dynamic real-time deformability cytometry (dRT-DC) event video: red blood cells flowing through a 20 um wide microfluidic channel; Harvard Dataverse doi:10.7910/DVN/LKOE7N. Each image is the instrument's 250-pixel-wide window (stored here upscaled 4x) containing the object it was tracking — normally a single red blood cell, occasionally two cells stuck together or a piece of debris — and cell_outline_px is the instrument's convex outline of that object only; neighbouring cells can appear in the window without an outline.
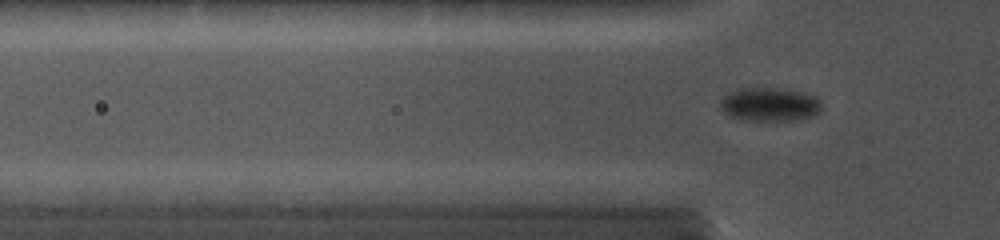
{"species": "common noctule bat (a hibernating species)", "species_latin": "Nyctalus noctula", "temperature_condition": "cold", "stored_images_in_passage": 80, "camera_frame_rate_fps": 5000, "um_per_image_px": 0.085, "animal": {"sex": "female", "body_mass_g": 19.0, "forearm_length_mm": 56.7}, "frame": {"image": 1, "passage_image": 25, "time_ms": 4.8, "image_size_px": [1000, 240], "cell_outline_px": [[820, 112], [812, 116], [792, 120], [748, 120], [728, 116], [724, 112], [720, 104], [720, 100], [724, 96], [740, 88], [776, 88], [800, 92], [816, 96], [820, 100]], "centroid_in_image_um": [65.42, 8.87], "position_along_channel_um": 60.4, "area_um2": 19.59}}
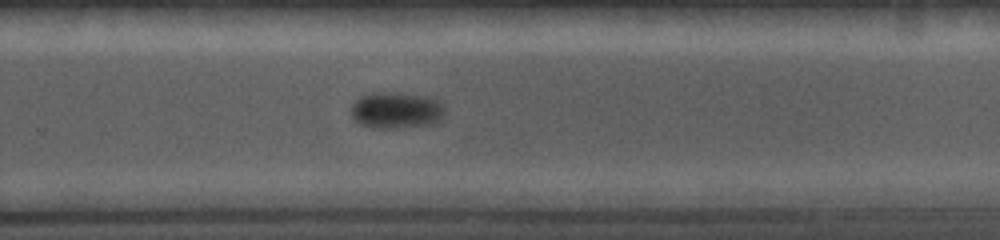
{"frame": {"image": 2, "passage_image": 55, "time_ms": 10.8, "image_size_px": [1000, 240], "cell_outline_px": [[444, 116], [440, 120], [432, 124], [400, 128], [380, 128], [360, 124], [352, 116], [352, 104], [360, 96], [372, 92], [400, 92], [424, 96], [436, 100], [444, 104]], "centroid_in_image_um": [33.7, 9.36], "position_along_channel_um": 296.1, "area_um2": 20.0}}
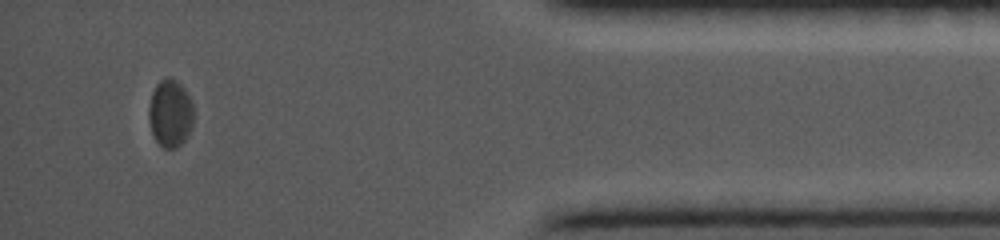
{"frame": {"image": 3, "passage_image": 75, "time_ms": 14.8, "image_size_px": [1000, 240], "cell_outline_px": [[192, 124], [184, 140], [176, 148], [164, 148], [156, 140], [152, 132], [148, 120], [148, 108], [152, 92], [156, 84], [160, 80], [168, 76], [176, 80], [184, 88], [192, 100]], "centroid_in_image_um": [14.45, 9.6], "position_along_channel_um": 420.8, "area_um2": 17.57}}